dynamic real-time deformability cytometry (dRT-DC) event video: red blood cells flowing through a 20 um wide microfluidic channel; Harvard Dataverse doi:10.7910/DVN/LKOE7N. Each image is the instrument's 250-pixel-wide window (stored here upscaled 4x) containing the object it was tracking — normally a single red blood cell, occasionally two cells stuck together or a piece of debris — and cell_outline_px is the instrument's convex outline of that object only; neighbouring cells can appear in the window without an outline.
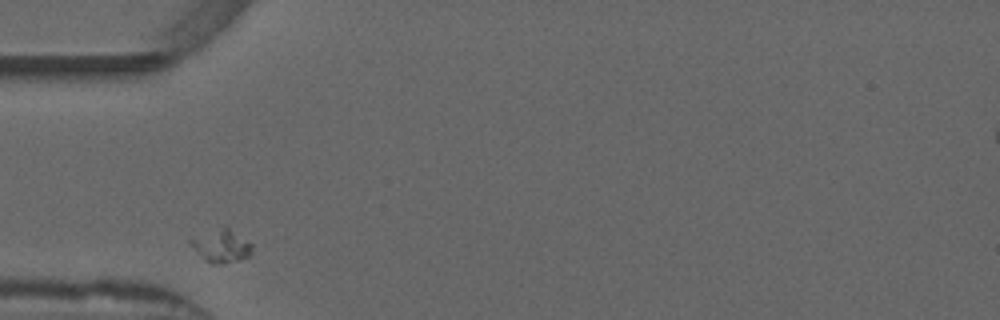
{"species": "common noctule bat (a hibernating species)", "species_latin": "Nyctalus noctula", "temperature_condition": "warm", "stored_images_in_passage": 30, "camera_frame_rate_fps": 3000, "um_per_image_px": 0.085, "animal": {"sex": "male", "forearm_length_mm": 52.5}, "frame": {"image": 1, "passage_image": 1, "time_ms": 0.0, "image_size_px": [1000, 320], "cell_outline_px": [[252, 256], [240, 260], [224, 264], [212, 264], [192, 248], [188, 244], [188, 236], [224, 224], [252, 244]], "centroid_in_image_um": [18.76, 20.85], "position_along_channel_um": 66.2, "area_um2": 12.48}}
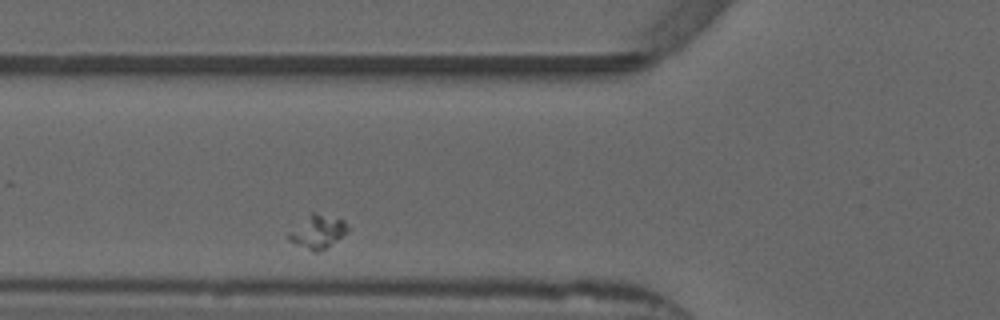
{"frame": {"image": 2, "passage_image": 4, "time_ms": 1.0, "image_size_px": [1000, 320], "cell_outline_px": [[352, 228], [324, 248], [316, 252], [312, 252], [288, 240], [288, 236], [312, 212], [344, 220]], "centroid_in_image_um": [27.06, 19.71], "position_along_channel_um": 98.7, "area_um2": 10.81}}
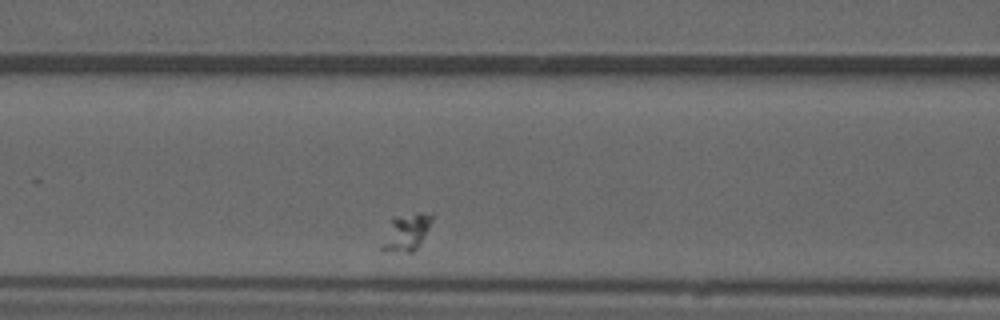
{"frame": {"image": 3, "passage_image": 7, "time_ms": 2.0, "image_size_px": [1000, 320], "cell_outline_px": [[432, 220], [420, 244], [412, 252], [408, 252], [380, 248], [392, 216], [416, 212], [432, 212]], "centroid_in_image_um": [34.57, 19.67], "position_along_channel_um": 132.0, "area_um2": 10.58}}